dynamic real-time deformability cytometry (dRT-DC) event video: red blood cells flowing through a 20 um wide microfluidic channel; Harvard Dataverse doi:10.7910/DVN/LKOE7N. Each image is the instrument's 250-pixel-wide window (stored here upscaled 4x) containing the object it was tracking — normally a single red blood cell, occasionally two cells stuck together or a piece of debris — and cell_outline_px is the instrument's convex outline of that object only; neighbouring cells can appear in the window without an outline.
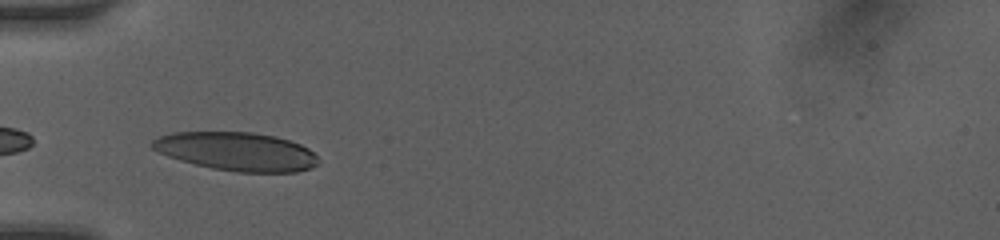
{"species": "human", "species_latin": "Homo sapiens", "temperature_condition": "room temperature", "stored_images_in_passage": 9, "camera_frame_rate_fps": 3000, "um_per_image_px": 0.085, "donor": {"sex": "female"}, "frame": {"image": 1, "passage_image": 1, "time_ms": 0.0, "image_size_px": [1000, 240], "cell_outline_px": [[320, 160], [312, 168], [296, 172], [240, 172], [212, 168], [180, 160], [168, 156], [152, 148], [152, 140], [160, 136], [172, 132], [252, 132], [276, 136], [300, 144], [308, 148]], "centroid_in_image_um": [20.14, 12.87], "position_along_channel_um": 64.9, "area_um2": 37.11}}
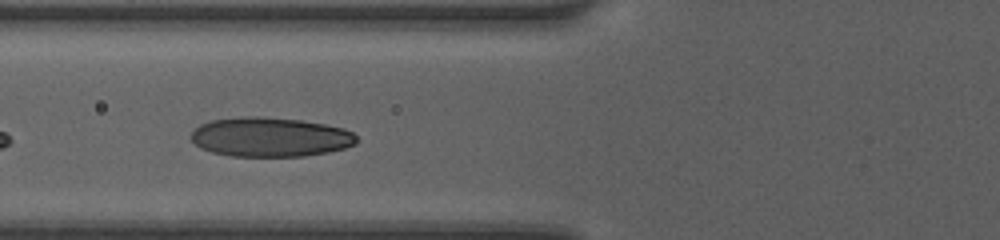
{"frame": {"image": 2, "passage_image": 4, "time_ms": 1.0, "image_size_px": [1000, 240], "cell_outline_px": [[356, 144], [344, 148], [328, 152], [304, 156], [232, 156], [212, 152], [200, 148], [192, 140], [192, 132], [200, 124], [212, 120], [240, 116], [260, 116], [300, 120], [324, 124], [344, 128], [352, 132], [356, 136]], "centroid_in_image_um": [22.96, 11.64], "position_along_channel_um": 102.8, "area_um2": 37.97}}
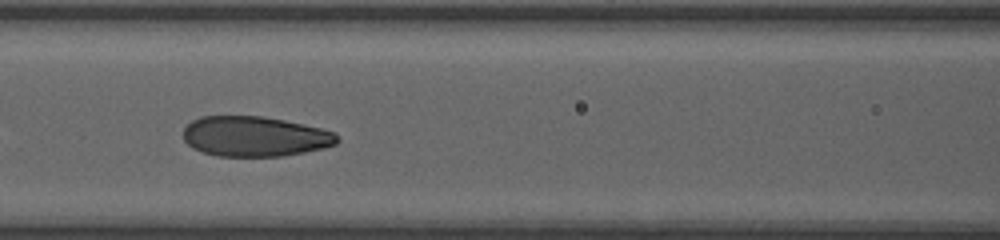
{"frame": {"image": 3, "passage_image": 7, "time_ms": 2.0, "image_size_px": [1000, 240], "cell_outline_px": [[340, 140], [336, 144], [324, 148], [304, 152], [280, 156], [216, 156], [192, 148], [184, 140], [184, 128], [192, 120], [200, 116], [264, 116], [284, 120], [320, 128], [336, 132], [340, 136]], "centroid_in_image_um": [21.68, 11.59], "position_along_channel_um": 144.9, "area_um2": 36.13}}